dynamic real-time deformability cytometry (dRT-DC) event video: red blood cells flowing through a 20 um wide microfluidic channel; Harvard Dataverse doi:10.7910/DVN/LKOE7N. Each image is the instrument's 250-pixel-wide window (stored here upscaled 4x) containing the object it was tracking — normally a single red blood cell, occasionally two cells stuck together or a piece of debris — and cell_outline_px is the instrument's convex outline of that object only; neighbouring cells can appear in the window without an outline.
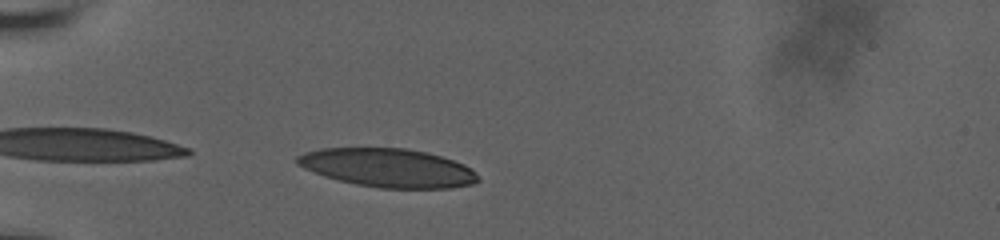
{"species": "human", "species_latin": "Homo sapiens", "temperature_condition": "room temperature", "stored_images_in_passage": 9, "camera_frame_rate_fps": 3000, "um_per_image_px": 0.085, "donor": {"sex": "male"}, "frame": {"image": 1, "passage_image": 3, "time_ms": 0.667, "image_size_px": [1000, 240], "cell_outline_px": [[480, 180], [472, 184], [448, 188], [380, 188], [356, 184], [324, 176], [304, 168], [296, 164], [296, 156], [304, 152], [320, 148], [404, 148], [424, 152], [440, 156], [464, 164], [476, 172], [480, 176]], "centroid_in_image_um": [32.96, 14.26], "position_along_channel_um": 52.0, "area_um2": 40.58}}